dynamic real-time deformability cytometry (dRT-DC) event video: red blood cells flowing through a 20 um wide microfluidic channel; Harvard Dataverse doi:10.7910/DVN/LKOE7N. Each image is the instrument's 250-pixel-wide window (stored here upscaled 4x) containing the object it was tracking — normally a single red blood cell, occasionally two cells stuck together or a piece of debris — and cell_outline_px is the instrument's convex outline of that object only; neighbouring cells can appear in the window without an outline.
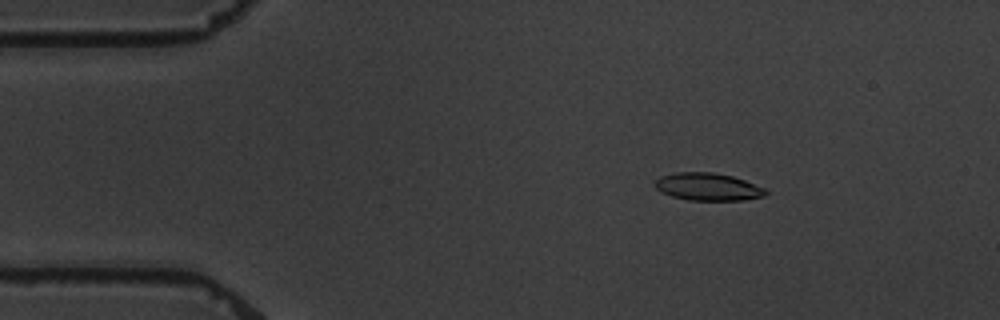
{"species": "common noctule bat (a hibernating species)", "species_latin": "Nyctalus noctula", "temperature_condition": "warm", "stored_images_in_passage": 4, "camera_frame_rate_fps": 3000, "um_per_image_px": 0.085, "animal": {"sex": "male", "body_mass_g": 19.5, "forearm_length_mm": 54.6}, "frame": {"image": 1, "passage_image": 1, "time_ms": 0.0, "image_size_px": [1000, 320], "cell_outline_px": [[768, 192], [764, 196], [744, 200], [688, 200], [672, 196], [660, 192], [652, 184], [660, 176], [676, 172], [712, 172], [732, 176], [744, 180], [764, 188]], "centroid_in_image_um": [60.13, 15.87], "position_along_channel_um": 24.9, "area_um2": 17.8}}
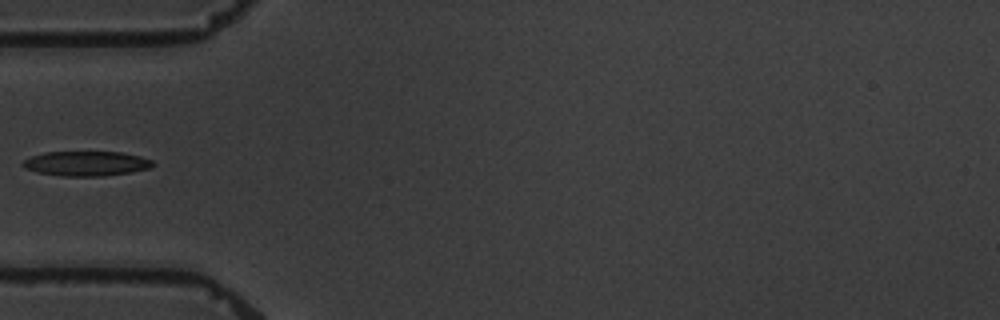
{"frame": {"image": 2, "passage_image": 4, "time_ms": 3.333, "image_size_px": [1000, 320], "cell_outline_px": [[156, 164], [152, 168], [104, 176], [60, 176], [40, 172], [24, 168], [20, 164], [24, 160], [32, 156], [44, 152], [120, 152], [140, 156], [152, 160]], "centroid_in_image_um": [7.35, 13.9], "position_along_channel_um": 77.7, "area_um2": 18.73}}